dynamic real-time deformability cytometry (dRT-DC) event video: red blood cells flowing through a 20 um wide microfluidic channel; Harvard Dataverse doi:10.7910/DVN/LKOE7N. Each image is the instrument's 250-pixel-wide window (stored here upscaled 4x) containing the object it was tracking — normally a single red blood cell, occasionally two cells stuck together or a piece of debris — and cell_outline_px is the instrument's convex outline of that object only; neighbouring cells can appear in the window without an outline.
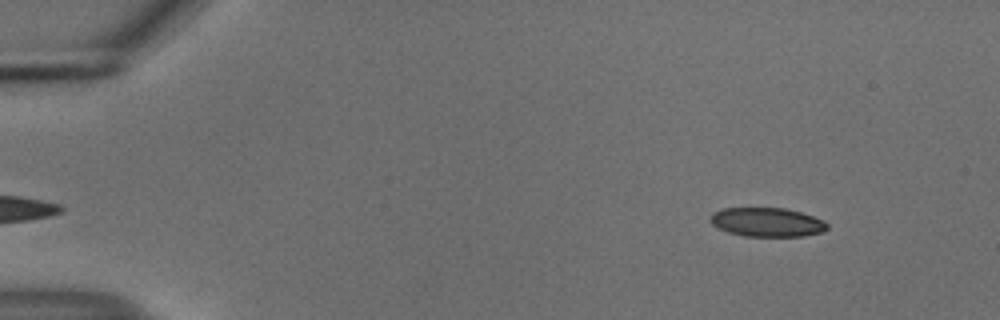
{"species": "common noctule bat (a hibernating species)", "species_latin": "Nyctalus noctula", "temperature_condition": "cold", "stored_images_in_passage": 50, "camera_frame_rate_fps": 3000, "um_per_image_px": 0.085, "animal": {"sex": "male", "body_mass_g": 18.8}, "frame": {"image": 1, "passage_image": 2, "time_ms": 0.333, "image_size_px": [1000, 320], "cell_outline_px": [[828, 228], [824, 232], [804, 236], [744, 236], [728, 232], [712, 224], [708, 220], [708, 216], [712, 212], [724, 208], [784, 208], [800, 212], [824, 220], [828, 224]], "centroid_in_image_um": [65.19, 18.88], "position_along_channel_um": 19.8, "area_um2": 19.88}}
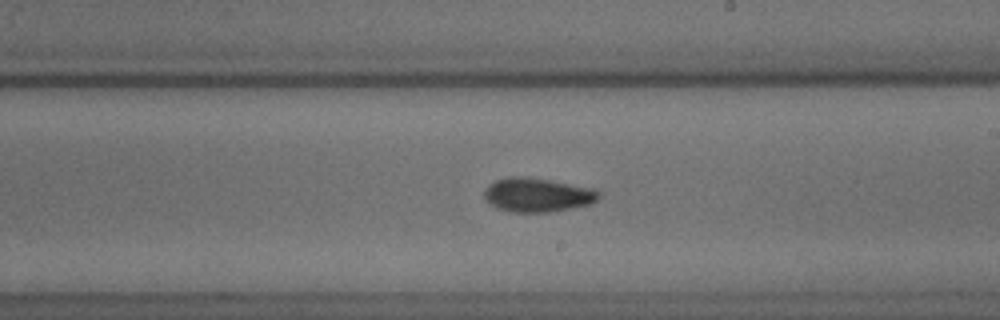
{"frame": {"image": 2, "passage_image": 28, "time_ms": 9.0, "image_size_px": [1000, 320], "cell_outline_px": [[600, 196], [592, 204], [548, 212], [512, 212], [496, 208], [484, 200], [484, 192], [488, 184], [496, 180], [508, 176], [524, 176], [596, 188], [600, 192]], "centroid_in_image_um": [45.67, 16.56], "position_along_channel_um": 243.3, "area_um2": 22.89}}
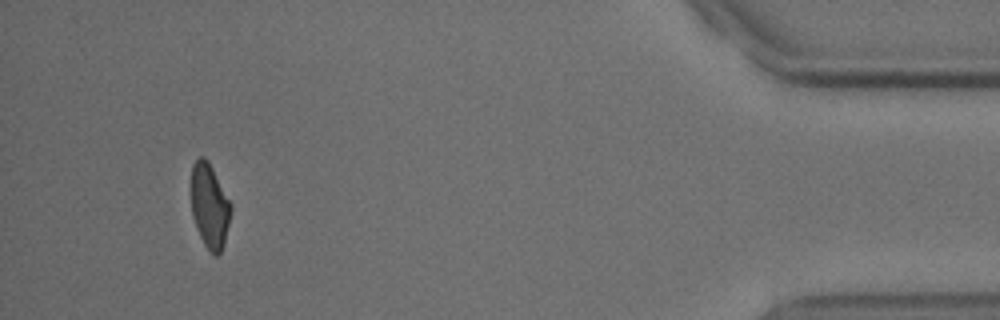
{"frame": {"image": 3, "passage_image": 47, "time_ms": 15.333, "image_size_px": [1000, 320], "cell_outline_px": [[232, 208], [224, 244], [220, 252], [216, 256], [212, 256], [204, 244], [200, 236], [192, 216], [192, 164], [200, 156], [204, 156], [208, 160], [232, 204]], "centroid_in_image_um": [17.83, 17.51], "position_along_channel_um": 417.4, "area_um2": 19.54}, "authors_computed_cell_mechanics": {"area_um2": 21.2126, "velocity_mm_per_s": 3.7357, "shape_relaxation_time_tau1_ms": 5.6746, "shape_relaxation_time_tau2_ms": 4.0653, "deformation_change_tau1": 0.1371, "deformation_change_tau2": 0.0871}}